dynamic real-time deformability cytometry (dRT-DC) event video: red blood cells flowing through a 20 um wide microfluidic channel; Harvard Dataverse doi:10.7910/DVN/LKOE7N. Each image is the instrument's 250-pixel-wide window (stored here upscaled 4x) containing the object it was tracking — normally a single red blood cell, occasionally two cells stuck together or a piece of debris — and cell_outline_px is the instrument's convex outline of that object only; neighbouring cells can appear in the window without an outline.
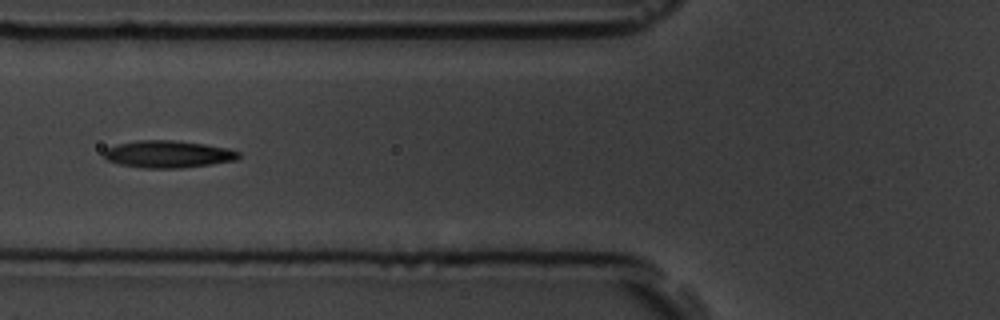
{"species": "common noctule bat (a hibernating species)", "species_latin": "Nyctalus noctula", "temperature_condition": "room temperature", "stored_images_in_passage": 6, "camera_frame_rate_fps": 3000, "um_per_image_px": 0.085, "animal": {"sex": "male", "body_mass_g": 19.5, "forearm_length_mm": 54.6}, "frame": {"image": 1, "passage_image": 2, "time_ms": 1.0, "image_size_px": [1000, 320], "cell_outline_px": [[240, 156], [236, 160], [212, 164], [180, 168], [144, 168], [120, 164], [108, 160], [104, 156], [104, 148], [116, 144], [140, 140], [172, 140], [204, 144], [228, 148], [240, 152]], "centroid_in_image_um": [14.28, 13.1], "position_along_channel_um": 111.5, "area_um2": 21.33}}
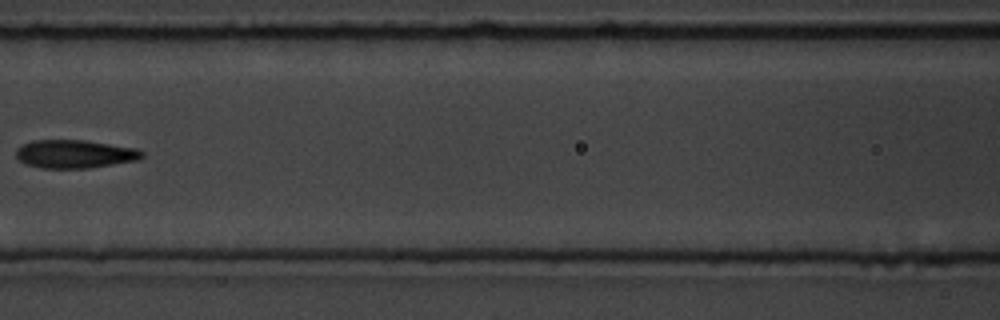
{"frame": {"image": 2, "passage_image": 3, "time_ms": 2.333, "image_size_px": [1000, 320], "cell_outline_px": [[144, 156], [140, 160], [88, 168], [40, 168], [24, 164], [16, 160], [16, 148], [32, 140], [84, 140], [136, 148], [144, 152]], "centroid_in_image_um": [6.33, 13.09], "position_along_channel_um": 160.3, "area_um2": 20.98}}
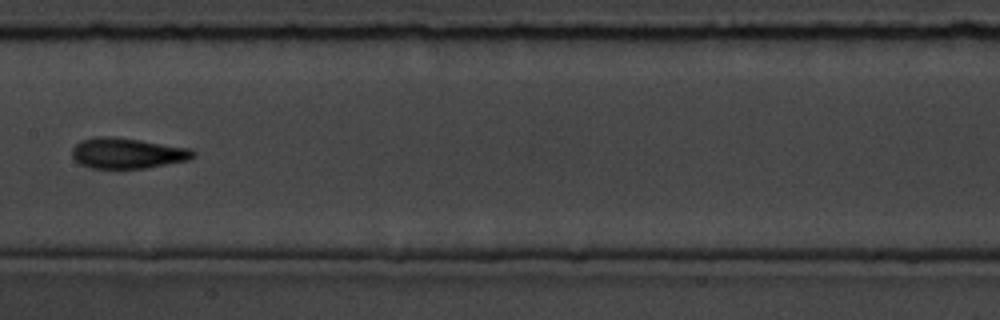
{"frame": {"image": 3, "passage_image": 4, "time_ms": 3.333, "image_size_px": [1000, 320], "cell_outline_px": [[196, 156], [188, 160], [148, 168], [120, 172], [92, 168], [80, 164], [72, 156], [72, 148], [80, 140], [96, 136], [112, 136], [140, 140], [192, 148], [196, 152]], "centroid_in_image_um": [10.83, 13.06], "position_along_channel_um": 196.6, "area_um2": 22.6}}